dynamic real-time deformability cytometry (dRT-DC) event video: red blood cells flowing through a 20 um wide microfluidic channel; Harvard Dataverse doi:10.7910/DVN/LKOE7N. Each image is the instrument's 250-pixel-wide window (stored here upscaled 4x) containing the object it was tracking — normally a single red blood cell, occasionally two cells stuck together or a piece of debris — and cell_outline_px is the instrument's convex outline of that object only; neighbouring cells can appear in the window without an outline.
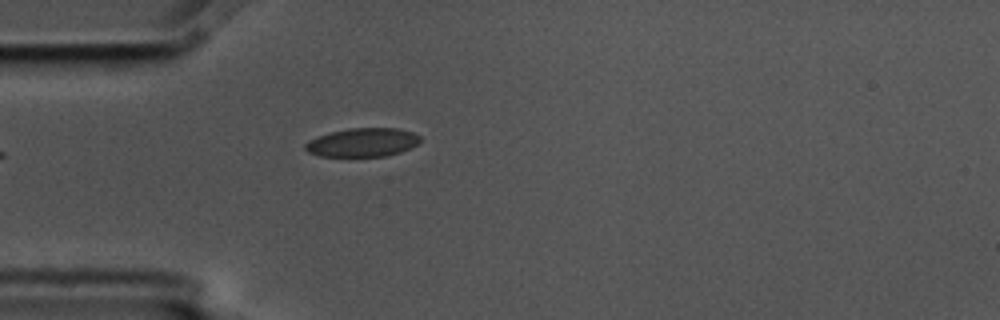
{"species": "common noctule bat (a hibernating species)", "species_latin": "Nyctalus noctula", "temperature_condition": "cold", "stored_images_in_passage": 1, "camera_frame_rate_fps": 3000, "um_per_image_px": 0.085, "animal": {"sex": "male", "body_mass_g": 17.5, "forearm_length_mm": 52.3}, "frame": {"image": 1, "passage_image": 1, "time_ms": 0.0, "image_size_px": [1000, 320], "cell_outline_px": [[420, 140], [416, 144], [400, 152], [384, 156], [320, 156], [308, 152], [304, 148], [304, 144], [308, 140], [332, 132], [348, 128], [400, 128], [412, 132], [420, 136]], "centroid_in_image_um": [30.8, 12.1], "position_along_channel_um": 54.2, "area_um2": 19.02}}